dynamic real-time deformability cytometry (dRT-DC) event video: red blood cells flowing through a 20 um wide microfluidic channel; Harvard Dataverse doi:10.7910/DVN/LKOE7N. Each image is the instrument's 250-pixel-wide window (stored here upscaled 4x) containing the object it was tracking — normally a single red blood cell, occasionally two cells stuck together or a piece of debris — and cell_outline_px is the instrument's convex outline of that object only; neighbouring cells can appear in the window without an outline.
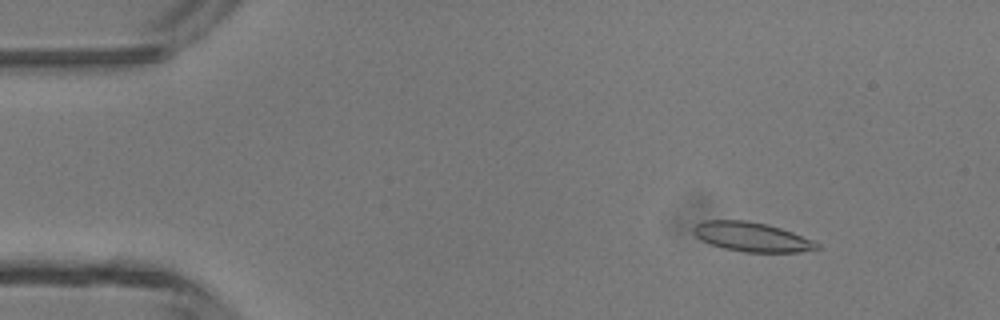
{"species": "common noctule bat (a hibernating species)", "species_latin": "Nyctalus noctula", "temperature_condition": "room temperature", "stored_images_in_passage": 4, "camera_frame_rate_fps": 3000, "um_per_image_px": 0.085, "animal": {"sex": "male", "body_mass_g": 13.3}, "frame": {"image": 1, "passage_image": 2, "time_ms": 1.0, "image_size_px": [1000, 320], "cell_outline_px": [[820, 248], [800, 252], [744, 252], [724, 248], [712, 244], [696, 236], [692, 232], [692, 228], [696, 224], [704, 220], [744, 220], [768, 224], [792, 232], [812, 240], [820, 244]], "centroid_in_image_um": [63.9, 20.13], "position_along_channel_um": 21.1, "area_um2": 20.98}}